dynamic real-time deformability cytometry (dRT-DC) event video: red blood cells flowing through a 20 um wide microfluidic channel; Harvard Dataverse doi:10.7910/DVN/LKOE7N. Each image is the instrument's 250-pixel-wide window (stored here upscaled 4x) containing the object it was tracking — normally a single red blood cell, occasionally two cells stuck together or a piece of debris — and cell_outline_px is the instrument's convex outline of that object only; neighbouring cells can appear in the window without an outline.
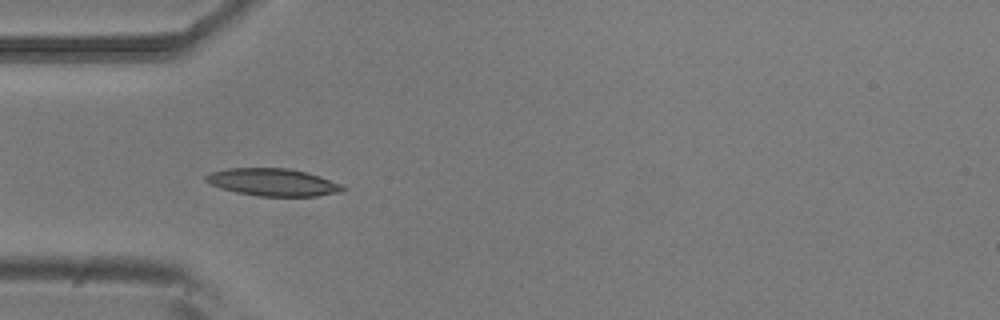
{"species": "common noctule bat (a hibernating species)", "species_latin": "Nyctalus noctula", "temperature_condition": "room temperature", "stored_images_in_passage": 14, "camera_frame_rate_fps": 3000, "um_per_image_px": 0.085, "animal": {"sex": "male", "body_mass_g": 20.5, "forearm_length_mm": 52.5}, "frame": {"image": 1, "passage_image": 4, "time_ms": 1.0, "image_size_px": [1000, 320], "cell_outline_px": [[348, 188], [344, 192], [316, 196], [260, 196], [236, 192], [220, 188], [204, 180], [204, 176], [208, 172], [228, 168], [288, 168], [308, 172], [320, 176], [340, 184]], "centroid_in_image_um": [23.21, 15.48], "position_along_channel_um": 61.8, "area_um2": 22.08}}
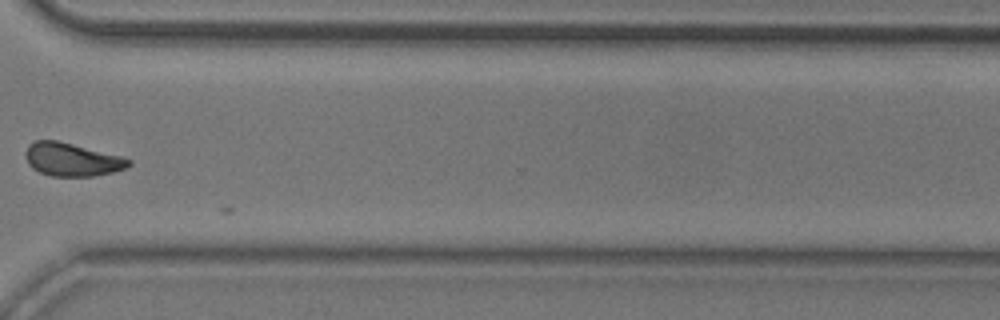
{"frame": {"image": 2, "passage_image": 11, "time_ms": 3.333, "image_size_px": [1000, 320], "cell_outline_px": [[132, 164], [124, 168], [112, 172], [92, 176], [52, 176], [40, 172], [32, 168], [28, 164], [24, 156], [24, 152], [28, 144], [36, 140], [56, 140], [124, 156], [132, 160]], "centroid_in_image_um": [6.1, 13.55], "position_along_channel_um": 364.5, "area_um2": 20.11}}
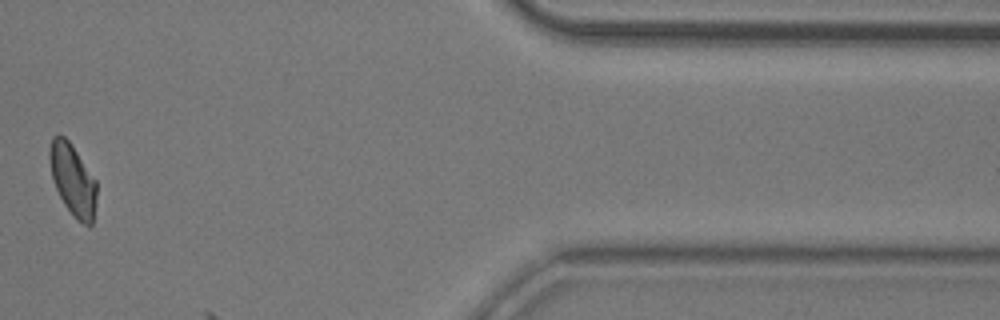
{"frame": {"image": 3, "passage_image": 13, "time_ms": 4.0, "image_size_px": [1000, 320], "cell_outline_px": [[96, 196], [92, 224], [88, 228], [64, 204], [56, 188], [52, 176], [48, 156], [48, 148], [52, 136], [64, 136], [68, 140], [96, 180]], "centroid_in_image_um": [6.17, 15.25], "position_along_channel_um": 405.2, "area_um2": 19.19}}